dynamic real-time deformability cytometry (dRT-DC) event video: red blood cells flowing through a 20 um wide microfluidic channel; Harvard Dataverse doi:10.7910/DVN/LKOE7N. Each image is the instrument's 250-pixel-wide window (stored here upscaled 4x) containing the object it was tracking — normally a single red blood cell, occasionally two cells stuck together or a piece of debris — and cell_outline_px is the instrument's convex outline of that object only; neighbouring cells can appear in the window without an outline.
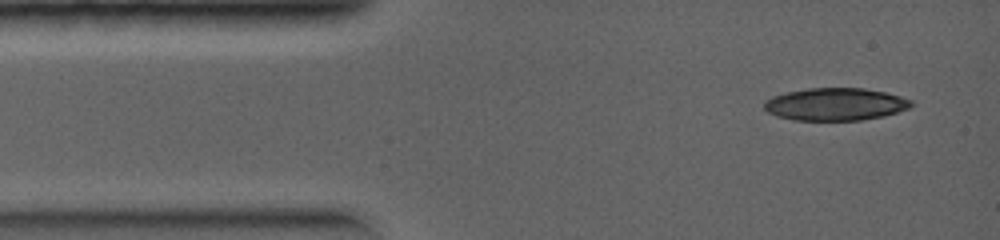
{"species": "common noctule bat (a hibernating species)", "species_latin": "Nyctalus noctula", "temperature_condition": "warm", "stored_images_in_passage": 4, "camera_frame_rate_fps": 5000, "um_per_image_px": 0.085, "animal": {"sex": "female", "body_mass_g": 19.0, "forearm_length_mm": 56.7}, "frame": {"image": 1, "passage_image": 1, "time_ms": 0.0, "image_size_px": [1000, 240], "cell_outline_px": [[912, 104], [908, 108], [884, 116], [860, 120], [792, 120], [776, 116], [768, 112], [764, 108], [764, 100], [772, 96], [788, 92], [808, 88], [864, 88], [884, 92], [900, 96], [912, 100]], "centroid_in_image_um": [70.98, 8.86], "position_along_channel_um": 14.0, "area_um2": 27.8}}